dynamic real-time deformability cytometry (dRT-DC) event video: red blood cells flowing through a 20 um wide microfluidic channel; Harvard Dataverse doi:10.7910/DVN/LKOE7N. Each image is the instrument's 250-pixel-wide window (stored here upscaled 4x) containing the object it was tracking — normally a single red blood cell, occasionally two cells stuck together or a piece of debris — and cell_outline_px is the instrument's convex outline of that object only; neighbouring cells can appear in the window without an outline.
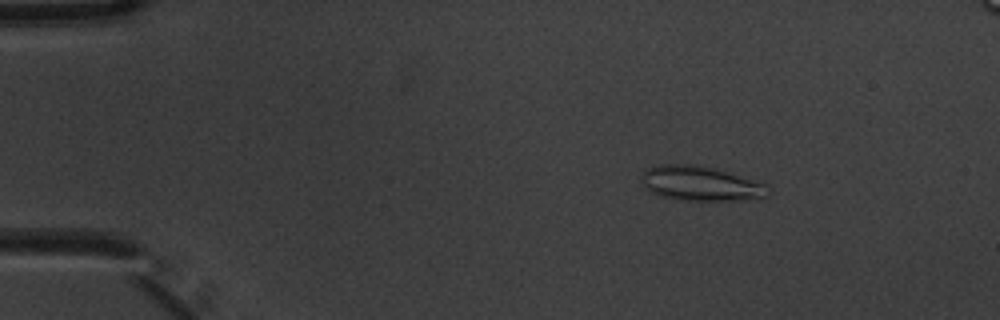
{"species": "common noctule bat (a hibernating species)", "species_latin": "Nyctalus noctula", "temperature_condition": "warm", "stored_images_in_passage": 4, "camera_frame_rate_fps": 3000, "um_per_image_px": 0.085, "animal": {"sex": "male", "body_mass_g": 20.1, "forearm_length_mm": 53.5}, "frame": {"image": 1, "passage_image": 2, "time_ms": 0.333, "image_size_px": [1000, 320], "cell_outline_px": [[772, 192], [768, 196], [744, 200], [680, 200], [660, 196], [644, 188], [644, 172], [648, 168], [660, 164], [696, 164], [716, 168], [768, 184]], "centroid_in_image_um": [59.63, 15.6], "position_along_channel_um": 25.4, "area_um2": 25.72}}